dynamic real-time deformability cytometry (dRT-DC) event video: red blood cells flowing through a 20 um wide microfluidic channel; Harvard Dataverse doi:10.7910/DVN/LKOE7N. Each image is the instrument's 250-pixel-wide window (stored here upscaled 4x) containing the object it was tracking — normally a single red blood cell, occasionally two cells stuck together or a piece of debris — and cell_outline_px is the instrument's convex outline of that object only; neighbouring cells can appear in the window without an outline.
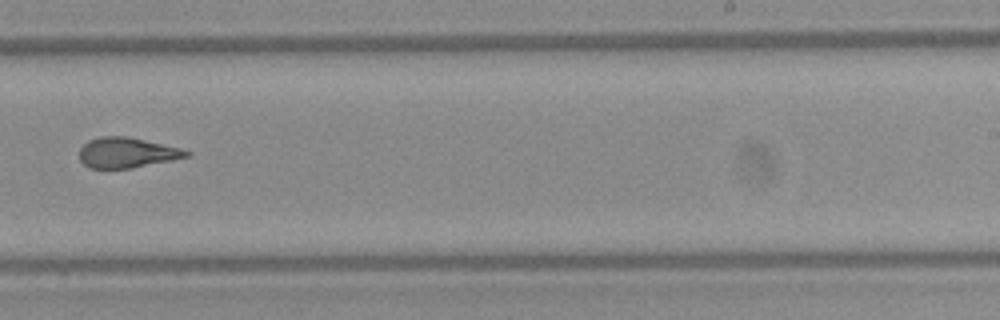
{"species": "Egyptian fruit bat (a non-hibernating species)", "species_latin": "Rousettus aegyptiacus", "temperature_condition": "warm", "stored_images_in_passage": 9, "camera_frame_rate_fps": 3000, "um_per_image_px": 0.085, "frame": {"image": 1, "passage_image": 8, "time_ms": 2.333, "image_size_px": [1000, 320], "cell_outline_px": [[192, 156], [132, 168], [88, 168], [80, 160], [80, 148], [88, 140], [100, 136], [124, 136], [144, 140], [180, 148], [192, 152]], "centroid_in_image_um": [10.79, 12.98], "position_along_channel_um": 278.2, "area_um2": 18.84}}
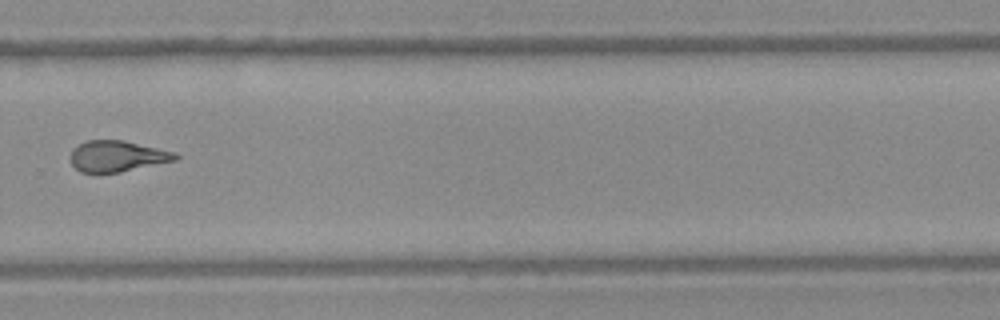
{"frame": {"image": 2, "passage_image": 9, "time_ms": 2.667, "image_size_px": [1000, 320], "cell_outline_px": [[180, 156], [176, 160], [120, 172], [80, 172], [72, 164], [72, 148], [88, 140], [124, 140], [176, 152]], "centroid_in_image_um": [10.0, 13.26], "position_along_channel_um": 319.8, "area_um2": 18.79}}